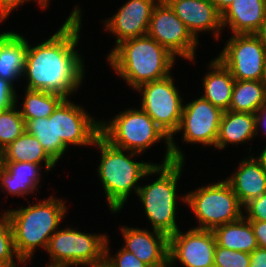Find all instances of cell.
<instances>
[{"label":"cell","mask_w":266,"mask_h":267,"mask_svg":"<svg viewBox=\"0 0 266 267\" xmlns=\"http://www.w3.org/2000/svg\"><path fill=\"white\" fill-rule=\"evenodd\" d=\"M79 5L72 9L61 27L44 41L31 46L27 53L23 78L25 89L52 92L70 98L85 79L83 56L77 51L83 14Z\"/></svg>","instance_id":"obj_1"},{"label":"cell","mask_w":266,"mask_h":267,"mask_svg":"<svg viewBox=\"0 0 266 267\" xmlns=\"http://www.w3.org/2000/svg\"><path fill=\"white\" fill-rule=\"evenodd\" d=\"M93 146L99 148L101 153L97 175L102 183L108 208L113 214H119L130 194L137 195L140 180L153 175L155 163L134 161L133 158L141 156L140 153L117 148L101 135L95 139Z\"/></svg>","instance_id":"obj_2"},{"label":"cell","mask_w":266,"mask_h":267,"mask_svg":"<svg viewBox=\"0 0 266 267\" xmlns=\"http://www.w3.org/2000/svg\"><path fill=\"white\" fill-rule=\"evenodd\" d=\"M106 58L114 73L133 90L170 75L177 59L148 35L122 41Z\"/></svg>","instance_id":"obj_3"},{"label":"cell","mask_w":266,"mask_h":267,"mask_svg":"<svg viewBox=\"0 0 266 267\" xmlns=\"http://www.w3.org/2000/svg\"><path fill=\"white\" fill-rule=\"evenodd\" d=\"M66 200L51 195L33 205L8 209L5 213L11 224L14 246L22 261L31 262L37 247L45 251L49 239L59 229L67 210Z\"/></svg>","instance_id":"obj_4"},{"label":"cell","mask_w":266,"mask_h":267,"mask_svg":"<svg viewBox=\"0 0 266 267\" xmlns=\"http://www.w3.org/2000/svg\"><path fill=\"white\" fill-rule=\"evenodd\" d=\"M184 165V161L155 163L153 176L155 175L157 179L155 178L151 184L140 185L136 195L143 205L145 216L151 223L152 230L161 232L168 237L179 230L176 207L179 200L184 204L186 200L185 194L181 196L177 193V185Z\"/></svg>","instance_id":"obj_5"},{"label":"cell","mask_w":266,"mask_h":267,"mask_svg":"<svg viewBox=\"0 0 266 267\" xmlns=\"http://www.w3.org/2000/svg\"><path fill=\"white\" fill-rule=\"evenodd\" d=\"M100 135L117 148L140 154L164 140L166 150L161 164L173 161L170 137L141 108H127L109 121H100Z\"/></svg>","instance_id":"obj_6"},{"label":"cell","mask_w":266,"mask_h":267,"mask_svg":"<svg viewBox=\"0 0 266 267\" xmlns=\"http://www.w3.org/2000/svg\"><path fill=\"white\" fill-rule=\"evenodd\" d=\"M172 74L147 82L135 90L142 96L140 108L170 137L173 161H186L184 151L176 144L174 134L179 128L184 99L175 85Z\"/></svg>","instance_id":"obj_7"},{"label":"cell","mask_w":266,"mask_h":267,"mask_svg":"<svg viewBox=\"0 0 266 267\" xmlns=\"http://www.w3.org/2000/svg\"><path fill=\"white\" fill-rule=\"evenodd\" d=\"M185 196V205L187 204L198 221V226L192 228L213 230L243 217V205L226 180L198 186Z\"/></svg>","instance_id":"obj_8"},{"label":"cell","mask_w":266,"mask_h":267,"mask_svg":"<svg viewBox=\"0 0 266 267\" xmlns=\"http://www.w3.org/2000/svg\"><path fill=\"white\" fill-rule=\"evenodd\" d=\"M107 234L84 233L74 227L58 229L49 239V265L77 267L100 261L105 255Z\"/></svg>","instance_id":"obj_9"},{"label":"cell","mask_w":266,"mask_h":267,"mask_svg":"<svg viewBox=\"0 0 266 267\" xmlns=\"http://www.w3.org/2000/svg\"><path fill=\"white\" fill-rule=\"evenodd\" d=\"M232 36V37H231ZM216 56L235 80L263 81L266 50L255 34H232Z\"/></svg>","instance_id":"obj_10"},{"label":"cell","mask_w":266,"mask_h":267,"mask_svg":"<svg viewBox=\"0 0 266 267\" xmlns=\"http://www.w3.org/2000/svg\"><path fill=\"white\" fill-rule=\"evenodd\" d=\"M147 35L176 58L194 62L199 45L186 25L169 5L157 3L153 9Z\"/></svg>","instance_id":"obj_11"},{"label":"cell","mask_w":266,"mask_h":267,"mask_svg":"<svg viewBox=\"0 0 266 267\" xmlns=\"http://www.w3.org/2000/svg\"><path fill=\"white\" fill-rule=\"evenodd\" d=\"M183 105V112L177 133H181L182 143L201 144L209 147L215 144L223 112L202 96Z\"/></svg>","instance_id":"obj_12"},{"label":"cell","mask_w":266,"mask_h":267,"mask_svg":"<svg viewBox=\"0 0 266 267\" xmlns=\"http://www.w3.org/2000/svg\"><path fill=\"white\" fill-rule=\"evenodd\" d=\"M65 98L54 110L55 142H64L68 147L93 146L100 135V121Z\"/></svg>","instance_id":"obj_13"},{"label":"cell","mask_w":266,"mask_h":267,"mask_svg":"<svg viewBox=\"0 0 266 267\" xmlns=\"http://www.w3.org/2000/svg\"><path fill=\"white\" fill-rule=\"evenodd\" d=\"M216 239L212 230L190 228L169 237V267H214Z\"/></svg>","instance_id":"obj_14"},{"label":"cell","mask_w":266,"mask_h":267,"mask_svg":"<svg viewBox=\"0 0 266 267\" xmlns=\"http://www.w3.org/2000/svg\"><path fill=\"white\" fill-rule=\"evenodd\" d=\"M157 0H127L111 17L104 19L103 28L114 35L118 45L124 40L147 35Z\"/></svg>","instance_id":"obj_15"},{"label":"cell","mask_w":266,"mask_h":267,"mask_svg":"<svg viewBox=\"0 0 266 267\" xmlns=\"http://www.w3.org/2000/svg\"><path fill=\"white\" fill-rule=\"evenodd\" d=\"M124 245L121 246L133 253L148 267H169V237L151 229L128 227L122 225Z\"/></svg>","instance_id":"obj_16"},{"label":"cell","mask_w":266,"mask_h":267,"mask_svg":"<svg viewBox=\"0 0 266 267\" xmlns=\"http://www.w3.org/2000/svg\"><path fill=\"white\" fill-rule=\"evenodd\" d=\"M170 7L197 41L200 32H211L219 41L223 30L221 14L211 0H179Z\"/></svg>","instance_id":"obj_17"},{"label":"cell","mask_w":266,"mask_h":267,"mask_svg":"<svg viewBox=\"0 0 266 267\" xmlns=\"http://www.w3.org/2000/svg\"><path fill=\"white\" fill-rule=\"evenodd\" d=\"M266 21V0H235L221 15L232 34H255Z\"/></svg>","instance_id":"obj_18"},{"label":"cell","mask_w":266,"mask_h":267,"mask_svg":"<svg viewBox=\"0 0 266 267\" xmlns=\"http://www.w3.org/2000/svg\"><path fill=\"white\" fill-rule=\"evenodd\" d=\"M43 167L30 162H1L0 190L13 197L33 194L38 191Z\"/></svg>","instance_id":"obj_19"},{"label":"cell","mask_w":266,"mask_h":267,"mask_svg":"<svg viewBox=\"0 0 266 267\" xmlns=\"http://www.w3.org/2000/svg\"><path fill=\"white\" fill-rule=\"evenodd\" d=\"M236 172L225 180L231 185L239 202L244 205L266 193V170L254 155L241 159Z\"/></svg>","instance_id":"obj_20"},{"label":"cell","mask_w":266,"mask_h":267,"mask_svg":"<svg viewBox=\"0 0 266 267\" xmlns=\"http://www.w3.org/2000/svg\"><path fill=\"white\" fill-rule=\"evenodd\" d=\"M20 34L14 30L0 33V78L13 85L23 77L27 53V38Z\"/></svg>","instance_id":"obj_21"},{"label":"cell","mask_w":266,"mask_h":267,"mask_svg":"<svg viewBox=\"0 0 266 267\" xmlns=\"http://www.w3.org/2000/svg\"><path fill=\"white\" fill-rule=\"evenodd\" d=\"M257 136L256 114L249 112L224 111L215 148L219 151L229 145L248 143Z\"/></svg>","instance_id":"obj_22"},{"label":"cell","mask_w":266,"mask_h":267,"mask_svg":"<svg viewBox=\"0 0 266 267\" xmlns=\"http://www.w3.org/2000/svg\"><path fill=\"white\" fill-rule=\"evenodd\" d=\"M207 72L202 79L204 99L222 111H228L232 99L235 79L229 69L216 57L209 61Z\"/></svg>","instance_id":"obj_23"},{"label":"cell","mask_w":266,"mask_h":267,"mask_svg":"<svg viewBox=\"0 0 266 267\" xmlns=\"http://www.w3.org/2000/svg\"><path fill=\"white\" fill-rule=\"evenodd\" d=\"M1 162H30L42 165L46 173L53 170L56 163L49 157L36 137L25 132L4 148L1 152Z\"/></svg>","instance_id":"obj_24"},{"label":"cell","mask_w":266,"mask_h":267,"mask_svg":"<svg viewBox=\"0 0 266 267\" xmlns=\"http://www.w3.org/2000/svg\"><path fill=\"white\" fill-rule=\"evenodd\" d=\"M216 244L229 250L251 253L258 247L250 222L240 220L215 227L213 230Z\"/></svg>","instance_id":"obj_25"},{"label":"cell","mask_w":266,"mask_h":267,"mask_svg":"<svg viewBox=\"0 0 266 267\" xmlns=\"http://www.w3.org/2000/svg\"><path fill=\"white\" fill-rule=\"evenodd\" d=\"M266 105V87L263 81L235 80L229 110L256 114Z\"/></svg>","instance_id":"obj_26"},{"label":"cell","mask_w":266,"mask_h":267,"mask_svg":"<svg viewBox=\"0 0 266 267\" xmlns=\"http://www.w3.org/2000/svg\"><path fill=\"white\" fill-rule=\"evenodd\" d=\"M24 91L22 108L19 111L25 122L49 117L65 99L62 95L52 92L28 89Z\"/></svg>","instance_id":"obj_27"},{"label":"cell","mask_w":266,"mask_h":267,"mask_svg":"<svg viewBox=\"0 0 266 267\" xmlns=\"http://www.w3.org/2000/svg\"><path fill=\"white\" fill-rule=\"evenodd\" d=\"M25 129L38 139L43 149L56 164L69 150L64 142H55L54 112L47 118L26 121Z\"/></svg>","instance_id":"obj_28"},{"label":"cell","mask_w":266,"mask_h":267,"mask_svg":"<svg viewBox=\"0 0 266 267\" xmlns=\"http://www.w3.org/2000/svg\"><path fill=\"white\" fill-rule=\"evenodd\" d=\"M17 103L0 110V152L25 132V121Z\"/></svg>","instance_id":"obj_29"},{"label":"cell","mask_w":266,"mask_h":267,"mask_svg":"<svg viewBox=\"0 0 266 267\" xmlns=\"http://www.w3.org/2000/svg\"><path fill=\"white\" fill-rule=\"evenodd\" d=\"M2 215V216H1ZM0 215V267H17L18 264L24 265L28 260L22 261L21 258L17 255L13 232L11 228L8 215L5 211ZM16 259L17 263L14 261Z\"/></svg>","instance_id":"obj_30"},{"label":"cell","mask_w":266,"mask_h":267,"mask_svg":"<svg viewBox=\"0 0 266 267\" xmlns=\"http://www.w3.org/2000/svg\"><path fill=\"white\" fill-rule=\"evenodd\" d=\"M250 253L229 250L216 244L214 267H249Z\"/></svg>","instance_id":"obj_31"},{"label":"cell","mask_w":266,"mask_h":267,"mask_svg":"<svg viewBox=\"0 0 266 267\" xmlns=\"http://www.w3.org/2000/svg\"><path fill=\"white\" fill-rule=\"evenodd\" d=\"M109 238L105 244V255L106 260L111 264L112 267H148L140 259H138L133 253L126 251L122 247L116 254L110 253Z\"/></svg>","instance_id":"obj_32"},{"label":"cell","mask_w":266,"mask_h":267,"mask_svg":"<svg viewBox=\"0 0 266 267\" xmlns=\"http://www.w3.org/2000/svg\"><path fill=\"white\" fill-rule=\"evenodd\" d=\"M243 217L247 220L266 222V193L253 198L243 205Z\"/></svg>","instance_id":"obj_33"},{"label":"cell","mask_w":266,"mask_h":267,"mask_svg":"<svg viewBox=\"0 0 266 267\" xmlns=\"http://www.w3.org/2000/svg\"><path fill=\"white\" fill-rule=\"evenodd\" d=\"M16 84L0 78V110L8 109L18 103Z\"/></svg>","instance_id":"obj_34"},{"label":"cell","mask_w":266,"mask_h":267,"mask_svg":"<svg viewBox=\"0 0 266 267\" xmlns=\"http://www.w3.org/2000/svg\"><path fill=\"white\" fill-rule=\"evenodd\" d=\"M29 1H36L40 8L43 10L47 9V7L40 0H0V23L5 21L8 16L15 11V9Z\"/></svg>","instance_id":"obj_35"},{"label":"cell","mask_w":266,"mask_h":267,"mask_svg":"<svg viewBox=\"0 0 266 267\" xmlns=\"http://www.w3.org/2000/svg\"><path fill=\"white\" fill-rule=\"evenodd\" d=\"M256 237L258 247L266 249V222L258 220H248Z\"/></svg>","instance_id":"obj_36"},{"label":"cell","mask_w":266,"mask_h":267,"mask_svg":"<svg viewBox=\"0 0 266 267\" xmlns=\"http://www.w3.org/2000/svg\"><path fill=\"white\" fill-rule=\"evenodd\" d=\"M249 267H266V249L257 247L250 253Z\"/></svg>","instance_id":"obj_37"},{"label":"cell","mask_w":266,"mask_h":267,"mask_svg":"<svg viewBox=\"0 0 266 267\" xmlns=\"http://www.w3.org/2000/svg\"><path fill=\"white\" fill-rule=\"evenodd\" d=\"M260 130L263 136L266 137V105L256 113V131L258 135L260 134Z\"/></svg>","instance_id":"obj_38"},{"label":"cell","mask_w":266,"mask_h":267,"mask_svg":"<svg viewBox=\"0 0 266 267\" xmlns=\"http://www.w3.org/2000/svg\"><path fill=\"white\" fill-rule=\"evenodd\" d=\"M217 11L222 15L235 0H211Z\"/></svg>","instance_id":"obj_39"},{"label":"cell","mask_w":266,"mask_h":267,"mask_svg":"<svg viewBox=\"0 0 266 267\" xmlns=\"http://www.w3.org/2000/svg\"><path fill=\"white\" fill-rule=\"evenodd\" d=\"M255 35L260 39L262 45L266 50V21L261 26V28L255 33Z\"/></svg>","instance_id":"obj_40"},{"label":"cell","mask_w":266,"mask_h":267,"mask_svg":"<svg viewBox=\"0 0 266 267\" xmlns=\"http://www.w3.org/2000/svg\"><path fill=\"white\" fill-rule=\"evenodd\" d=\"M81 266L82 267H112L105 257L100 261L90 263V264H83Z\"/></svg>","instance_id":"obj_41"},{"label":"cell","mask_w":266,"mask_h":267,"mask_svg":"<svg viewBox=\"0 0 266 267\" xmlns=\"http://www.w3.org/2000/svg\"><path fill=\"white\" fill-rule=\"evenodd\" d=\"M256 158L266 170V146L263 148V150H261V153H259V156H256Z\"/></svg>","instance_id":"obj_42"},{"label":"cell","mask_w":266,"mask_h":267,"mask_svg":"<svg viewBox=\"0 0 266 267\" xmlns=\"http://www.w3.org/2000/svg\"><path fill=\"white\" fill-rule=\"evenodd\" d=\"M158 3L165 4V5H171L172 3L179 1V0H157Z\"/></svg>","instance_id":"obj_43"},{"label":"cell","mask_w":266,"mask_h":267,"mask_svg":"<svg viewBox=\"0 0 266 267\" xmlns=\"http://www.w3.org/2000/svg\"><path fill=\"white\" fill-rule=\"evenodd\" d=\"M47 8L49 7L50 0H40Z\"/></svg>","instance_id":"obj_44"},{"label":"cell","mask_w":266,"mask_h":267,"mask_svg":"<svg viewBox=\"0 0 266 267\" xmlns=\"http://www.w3.org/2000/svg\"><path fill=\"white\" fill-rule=\"evenodd\" d=\"M263 82H264L265 87H266V66H265V76H264Z\"/></svg>","instance_id":"obj_45"},{"label":"cell","mask_w":266,"mask_h":267,"mask_svg":"<svg viewBox=\"0 0 266 267\" xmlns=\"http://www.w3.org/2000/svg\"><path fill=\"white\" fill-rule=\"evenodd\" d=\"M45 267H64V266H57V265H49V264H47Z\"/></svg>","instance_id":"obj_46"}]
</instances>
